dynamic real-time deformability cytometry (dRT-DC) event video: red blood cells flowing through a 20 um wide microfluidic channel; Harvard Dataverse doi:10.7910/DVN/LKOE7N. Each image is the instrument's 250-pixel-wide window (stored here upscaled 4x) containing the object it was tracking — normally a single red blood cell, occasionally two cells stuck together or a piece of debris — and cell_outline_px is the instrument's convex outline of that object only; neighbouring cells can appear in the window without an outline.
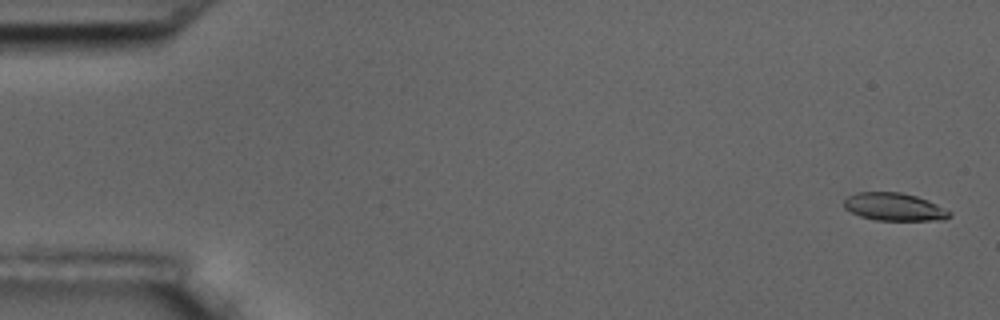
{"species": "common noctule bat (a hibernating species)", "species_latin": "Nyctalus noctula", "temperature_condition": "room temperature", "stored_images_in_passage": 10, "camera_frame_rate_fps": 3000, "um_per_image_px": 0.085, "animal": {"sex": "male", "body_mass_g": 17.5, "forearm_length_mm": 52.3}, "frame": {"image": 1, "passage_image": 1, "time_ms": 0.0, "image_size_px": [1000, 320], "cell_outline_px": [[952, 212], [944, 220], [876, 220], [860, 216], [844, 208], [844, 200], [848, 196], [856, 192], [900, 192], [916, 196], [928, 200]], "centroid_in_image_um": [75.99, 17.58], "position_along_channel_um": 9.0, "area_um2": 16.99}}
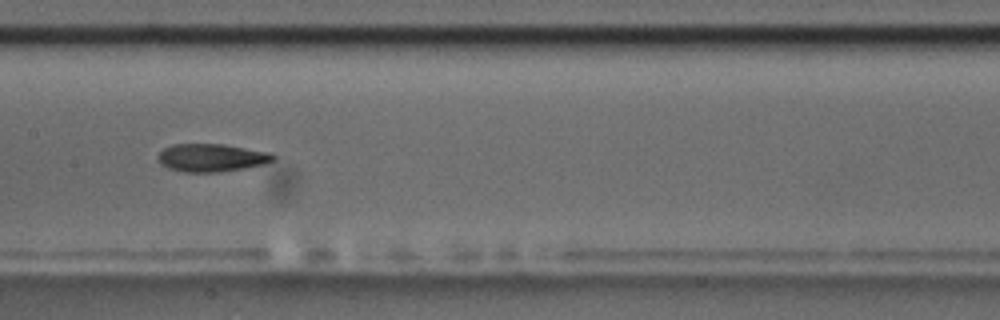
{"frame": {"image": 2, "passage_image": 9, "time_ms": 9.0, "image_size_px": [1000, 320], "cell_outline_px": [[276, 156], [272, 160], [264, 164], [244, 168], [220, 172], [184, 172], [168, 168], [160, 164], [156, 156], [164, 148], [172, 144], [224, 144], [272, 152]], "centroid_in_image_um": [17.97, 13.4], "position_along_channel_um": 189.4, "area_um2": 18.9}}
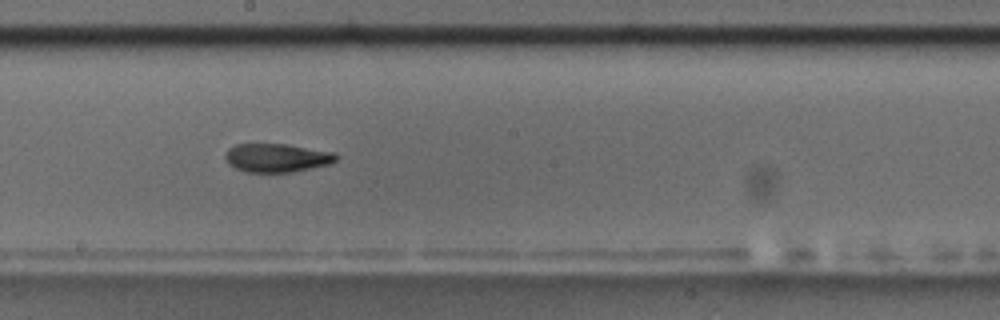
{"frame": {"image": 3, "passage_image": 10, "time_ms": 10.0, "image_size_px": [1000, 320], "cell_outline_px": [[340, 156], [332, 164], [292, 172], [244, 172], [228, 164], [224, 156], [228, 148], [236, 144], [288, 144], [336, 152]], "centroid_in_image_um": [23.57, 13.41], "position_along_channel_um": 224.6, "area_um2": 18.79}}